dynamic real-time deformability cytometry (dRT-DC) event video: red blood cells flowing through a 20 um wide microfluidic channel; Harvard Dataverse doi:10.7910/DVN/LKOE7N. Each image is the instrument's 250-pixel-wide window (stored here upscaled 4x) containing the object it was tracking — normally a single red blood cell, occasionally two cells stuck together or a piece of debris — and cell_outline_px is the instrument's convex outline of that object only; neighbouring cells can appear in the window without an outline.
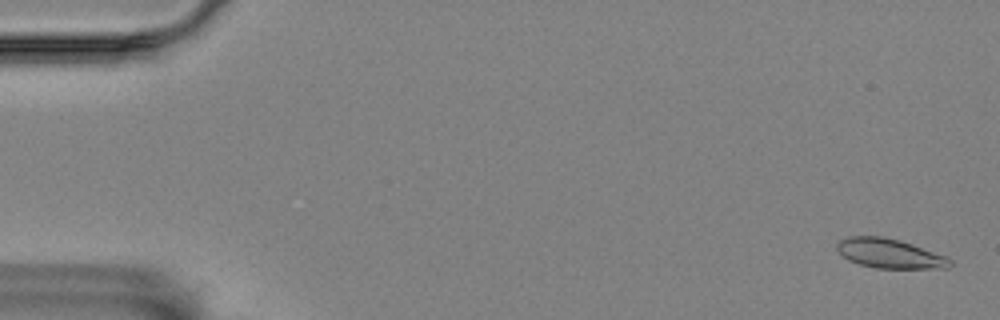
{"species": "Egyptian fruit bat (a non-hibernating species)", "species_latin": "Rousettus aegyptiacus", "temperature_condition": "room temperature", "stored_images_in_passage": 57, "camera_frame_rate_fps": 3000, "um_per_image_px": 0.085, "animal": {"sex": "female"}, "frame": {"image": 1, "passage_image": 2, "time_ms": 0.333, "image_size_px": [1000, 320], "cell_outline_px": [[952, 264], [948, 268], [876, 268], [860, 264], [848, 260], [836, 248], [836, 244], [840, 240], [848, 236], [884, 236], [900, 240], [912, 244], [944, 256], [952, 260]], "centroid_in_image_um": [75.6, 21.54], "position_along_channel_um": 9.4, "area_um2": 19.25}}
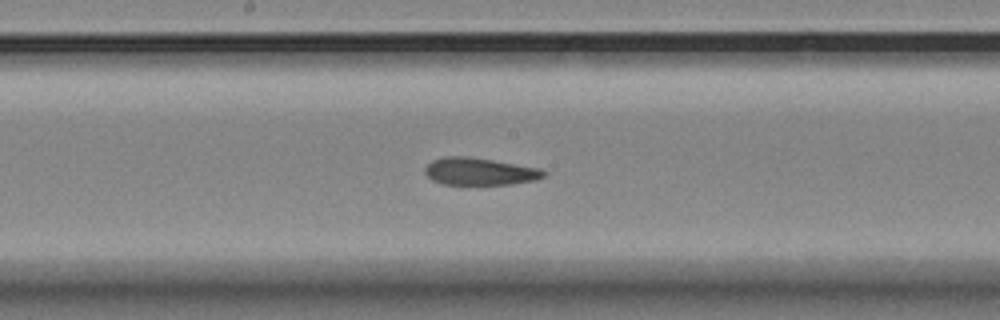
{"frame": {"image": 2, "passage_image": 30, "time_ms": 9.667, "image_size_px": [1000, 320], "cell_outline_px": [[548, 172], [544, 176], [536, 180], [508, 184], [440, 184], [432, 180], [424, 172], [424, 168], [432, 160], [444, 156], [468, 156], [540, 168]], "centroid_in_image_um": [40.75, 14.57], "position_along_channel_um": 207.5, "area_um2": 18.9}}
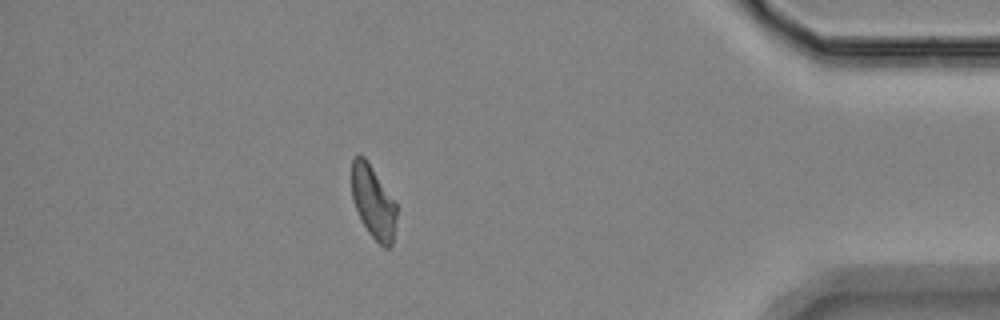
{"frame": {"image": 3, "passage_image": 50, "time_ms": 16.333, "image_size_px": [1000, 320], "cell_outline_px": [[396, 216], [392, 244], [388, 248], [384, 248], [368, 232], [356, 208], [352, 196], [352, 160], [356, 156], [364, 156], [368, 160], [396, 204]], "centroid_in_image_um": [31.72, 17.16], "position_along_channel_um": 403.5, "area_um2": 18.61}, "authors_computed_cell_mechanics": {"area_um2": 19.652, "velocity_mm_per_s": 3.5455, "shape_relaxation_time_tau1_ms": 9.8474, "shape_relaxation_time_tau2_ms": 2.3072, "deformation_change_tau1": 0.2256, "deformation_change_tau2": 0.1034}}